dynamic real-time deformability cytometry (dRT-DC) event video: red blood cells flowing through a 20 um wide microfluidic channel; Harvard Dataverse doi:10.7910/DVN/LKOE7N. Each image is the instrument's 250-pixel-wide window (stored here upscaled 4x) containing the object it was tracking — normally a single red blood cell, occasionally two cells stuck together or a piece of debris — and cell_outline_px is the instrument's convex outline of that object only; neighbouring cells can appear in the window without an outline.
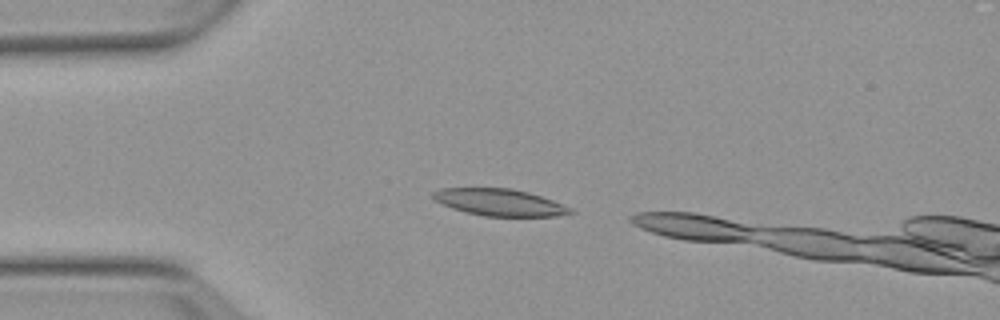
{"species": "Egyptian fruit bat (a non-hibernating species)", "species_latin": "Rousettus aegyptiacus", "temperature_condition": "warm", "stored_images_in_passage": 3, "camera_frame_rate_fps": 3000, "um_per_image_px": 0.085, "animal": {"sex": "female"}, "frame": {"image": 1, "passage_image": 1, "time_ms": 0.0, "image_size_px": [1000, 320], "cell_outline_px": [[576, 212], [556, 216], [484, 216], [452, 208], [436, 200], [432, 196], [432, 192], [440, 188], [512, 188], [528, 192], [552, 200], [572, 208]], "centroid_in_image_um": [42.48, 17.19], "position_along_channel_um": 42.5, "area_um2": 21.33}}